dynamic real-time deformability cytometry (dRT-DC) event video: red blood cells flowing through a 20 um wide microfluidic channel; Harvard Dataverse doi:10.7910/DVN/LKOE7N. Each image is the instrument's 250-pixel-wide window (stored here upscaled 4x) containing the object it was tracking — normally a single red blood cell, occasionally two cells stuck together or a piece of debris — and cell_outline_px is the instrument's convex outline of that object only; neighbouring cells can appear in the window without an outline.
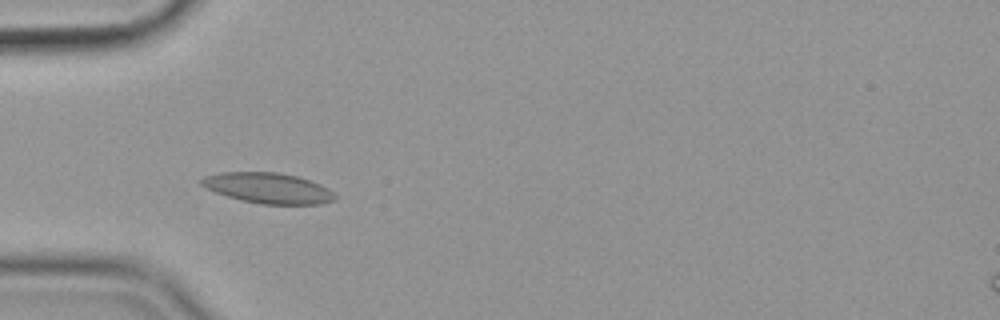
{"species": "common noctule bat (a hibernating species)", "species_latin": "Nyctalus noctula", "temperature_condition": "cold", "stored_images_in_passage": 54, "camera_frame_rate_fps": 3000, "um_per_image_px": 0.085, "animal": {"sex": "female", "body_mass_g": 19.9}, "frame": {"image": 1, "passage_image": 15, "time_ms": 4.667, "image_size_px": [1000, 320], "cell_outline_px": [[336, 196], [332, 200], [320, 204], [260, 204], [240, 200], [216, 192], [200, 184], [200, 180], [204, 176], [220, 172], [276, 172], [296, 176], [320, 184], [328, 188]], "centroid_in_image_um": [22.76, 15.98], "position_along_channel_um": 62.2, "area_um2": 23.52}}
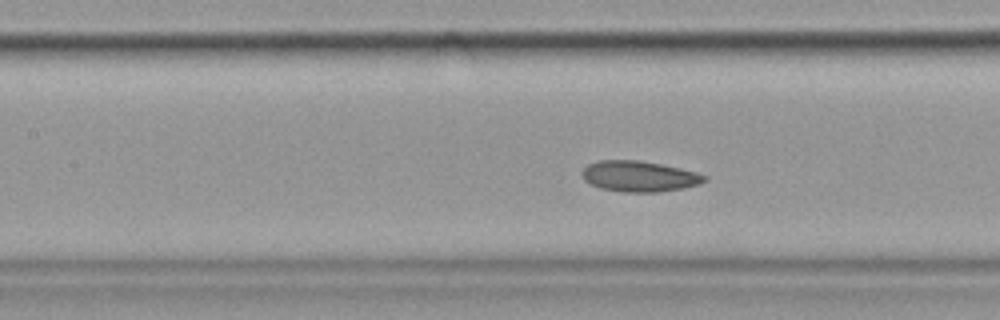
{"frame": {"image": 2, "passage_image": 23, "time_ms": 7.333, "image_size_px": [1000, 320], "cell_outline_px": [[708, 180], [700, 184], [684, 188], [660, 192], [624, 192], [600, 188], [584, 180], [580, 172], [588, 164], [600, 160], [640, 160], [680, 168], [696, 172], [708, 176]], "centroid_in_image_um": [54.35, 14.99], "position_along_channel_um": 153.0, "area_um2": 22.08}}
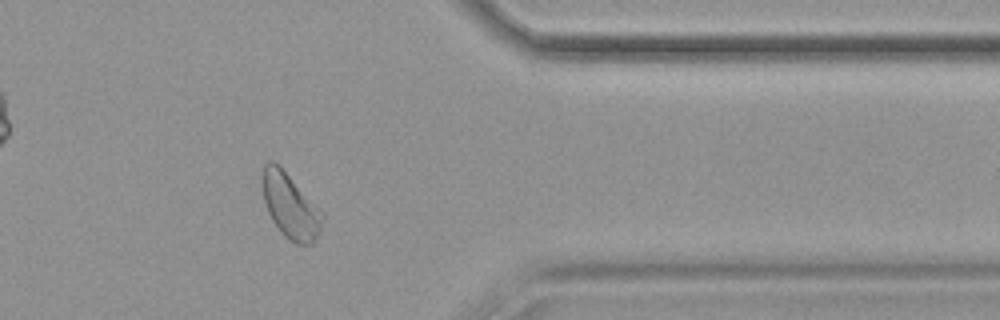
{"frame": {"image": 3, "passage_image": 44, "time_ms": 14.333, "image_size_px": [1000, 320], "cell_outline_px": [[324, 220], [320, 232], [316, 240], [312, 244], [296, 244], [284, 236], [280, 232], [272, 220], [268, 212], [264, 200], [260, 184], [260, 172], [264, 164], [272, 160], [324, 212]], "centroid_in_image_um": [24.66, 17.53], "position_along_channel_um": 386.7, "area_um2": 22.83}, "authors_computed_cell_mechanics": {"area_um2": 22.831, "velocity_mm_per_s": 3.5292, "shape_relaxation_time_tau1_ms": null, "shape_relaxation_time_tau2_ms": 4.4626, "deformation_change_tau1": null, "deformation_change_tau2": 0.0928}}